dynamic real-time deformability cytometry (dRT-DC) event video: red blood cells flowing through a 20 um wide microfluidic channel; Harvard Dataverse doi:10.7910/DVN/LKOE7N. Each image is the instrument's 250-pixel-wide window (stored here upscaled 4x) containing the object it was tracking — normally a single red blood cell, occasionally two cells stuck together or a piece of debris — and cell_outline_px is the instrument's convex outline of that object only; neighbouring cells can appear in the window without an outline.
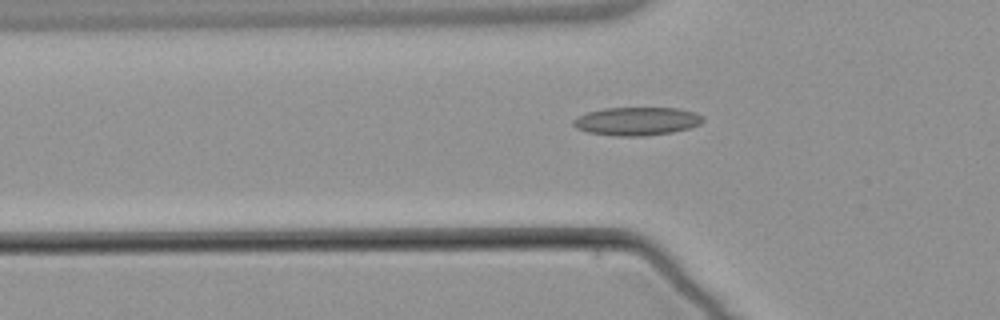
{"species": "common noctule bat (a hibernating species)", "species_latin": "Nyctalus noctula", "temperature_condition": "warm", "stored_images_in_passage": 6, "camera_frame_rate_fps": 3000, "um_per_image_px": 0.085, "animal": {"sex": "male", "body_mass_g": 21.5, "forearm_length_mm": 52.0}, "frame": {"image": 1, "passage_image": 6, "time_ms": 6.667, "image_size_px": [1000, 320], "cell_outline_px": [[704, 120], [700, 124], [688, 128], [672, 132], [644, 136], [616, 136], [588, 132], [576, 128], [572, 124], [572, 120], [576, 116], [588, 112], [604, 108], [676, 108], [696, 112], [704, 116]], "centroid_in_image_um": [54.12, 10.3], "position_along_channel_um": 71.7, "area_um2": 21.44}}